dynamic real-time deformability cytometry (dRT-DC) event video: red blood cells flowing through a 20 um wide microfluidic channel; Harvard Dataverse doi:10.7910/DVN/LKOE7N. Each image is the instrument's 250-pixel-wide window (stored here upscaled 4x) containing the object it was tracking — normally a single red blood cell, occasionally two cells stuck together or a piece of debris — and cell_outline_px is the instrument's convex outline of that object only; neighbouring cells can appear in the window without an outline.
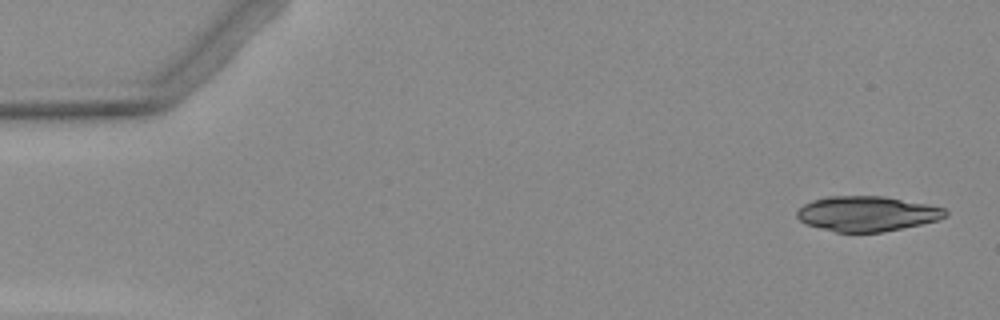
{"species": "Egyptian fruit bat (a non-hibernating species)", "species_latin": "Rousettus aegyptiacus", "temperature_condition": "warm", "stored_images_in_passage": 5, "camera_frame_rate_fps": 3000, "um_per_image_px": 0.085, "animal": {"sex": "female"}, "frame": {"image": 1, "passage_image": 1, "time_ms": 0.0, "image_size_px": [1000, 320], "cell_outline_px": [[948, 216], [936, 220], [920, 224], [884, 232], [836, 232], [804, 224], [796, 216], [796, 212], [804, 204], [812, 200], [828, 196], [884, 196], [944, 208], [948, 212]], "centroid_in_image_um": [73.66, 18.17], "position_along_channel_um": 11.3, "area_um2": 30.23}}